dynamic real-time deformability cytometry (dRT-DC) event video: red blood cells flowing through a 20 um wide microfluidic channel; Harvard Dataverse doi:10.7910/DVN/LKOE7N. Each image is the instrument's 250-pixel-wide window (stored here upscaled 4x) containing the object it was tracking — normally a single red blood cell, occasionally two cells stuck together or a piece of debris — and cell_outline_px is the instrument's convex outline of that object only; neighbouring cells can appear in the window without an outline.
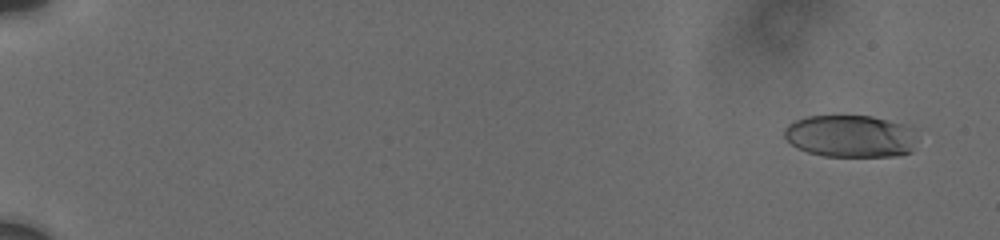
{"species": "human", "species_latin": "Homo sapiens", "temperature_condition": "cold", "stored_images_in_passage": 20, "camera_frame_rate_fps": 3000, "um_per_image_px": 0.085, "donor": {"sex": "male"}, "frame": {"image": 1, "passage_image": 3, "time_ms": 1.0, "image_size_px": [1000, 240], "cell_outline_px": [[912, 152], [896, 156], [824, 156], [808, 152], [796, 148], [784, 136], [784, 128], [788, 124], [796, 120], [808, 116], [872, 116], [904, 124], [912, 128]], "centroid_in_image_um": [72.24, 11.57], "position_along_channel_um": 12.8, "area_um2": 32.48}}
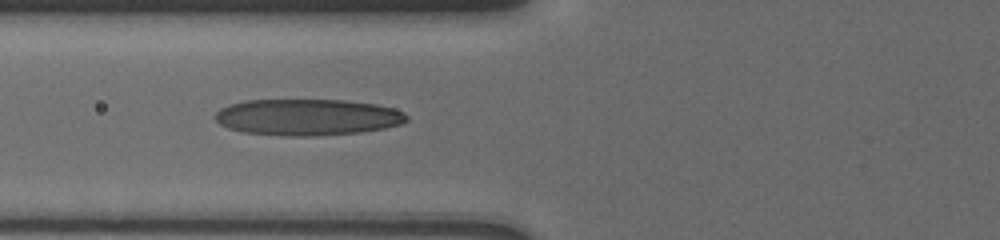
{"frame": {"image": 2, "passage_image": 18, "time_ms": 8.333, "image_size_px": [1000, 240], "cell_outline_px": [[408, 120], [400, 124], [384, 128], [360, 132], [316, 136], [284, 136], [244, 132], [228, 128], [220, 124], [216, 120], [216, 112], [220, 108], [228, 104], [244, 100], [344, 100], [376, 104], [392, 108], [404, 112], [408, 116]], "centroid_in_image_um": [26.12, 9.96], "position_along_channel_um": 99.7, "area_um2": 40.75}}
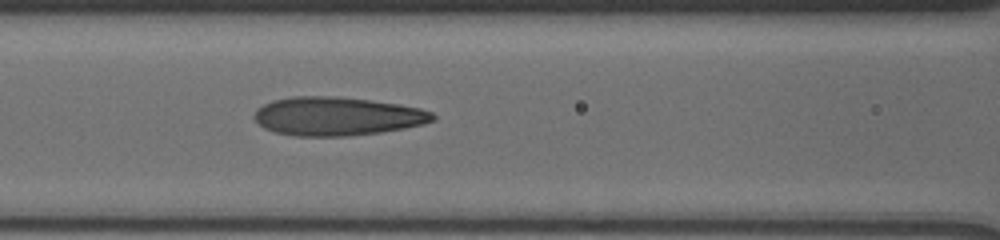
{"frame": {"image": 3, "passage_image": 20, "time_ms": 9.333, "image_size_px": [1000, 240], "cell_outline_px": [[436, 120], [424, 124], [404, 128], [380, 132], [348, 136], [296, 136], [276, 132], [264, 128], [252, 116], [256, 108], [272, 100], [292, 96], [332, 96], [372, 100], [420, 108], [432, 112], [436, 116]], "centroid_in_image_um": [28.64, 9.88], "position_along_channel_um": 138.0, "area_um2": 40.23}}